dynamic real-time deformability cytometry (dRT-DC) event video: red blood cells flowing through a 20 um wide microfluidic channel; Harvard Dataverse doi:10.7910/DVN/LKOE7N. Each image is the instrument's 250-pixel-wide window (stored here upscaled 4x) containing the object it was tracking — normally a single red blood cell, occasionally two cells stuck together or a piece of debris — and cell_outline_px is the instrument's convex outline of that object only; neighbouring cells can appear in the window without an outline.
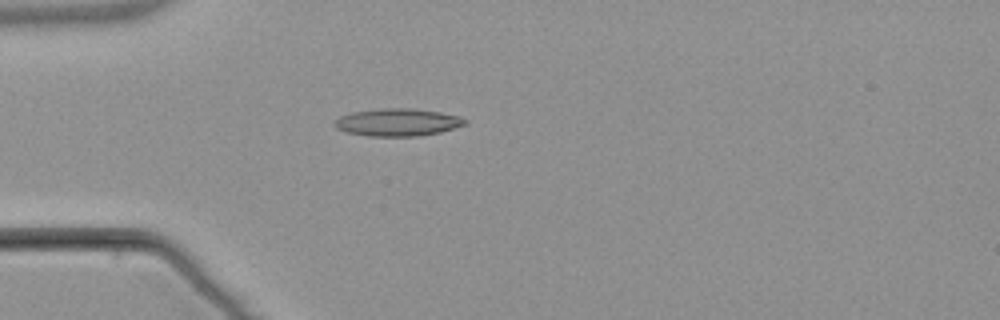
{"species": "common noctule bat (a hibernating species)", "species_latin": "Nyctalus noctula", "temperature_condition": "warm", "stored_images_in_passage": 1, "camera_frame_rate_fps": 3000, "um_per_image_px": 0.085, "animal": {"sex": "male", "body_mass_g": 21.5, "forearm_length_mm": 52.0}, "frame": {"image": 1, "passage_image": 1, "time_ms": 0.0, "image_size_px": [1000, 320], "cell_outline_px": [[468, 124], [440, 132], [416, 136], [368, 136], [348, 132], [336, 128], [332, 124], [340, 116], [352, 112], [380, 108], [412, 108], [440, 112], [460, 116], [468, 120]], "centroid_in_image_um": [33.82, 10.39], "position_along_channel_um": 51.2, "area_um2": 20.98}}